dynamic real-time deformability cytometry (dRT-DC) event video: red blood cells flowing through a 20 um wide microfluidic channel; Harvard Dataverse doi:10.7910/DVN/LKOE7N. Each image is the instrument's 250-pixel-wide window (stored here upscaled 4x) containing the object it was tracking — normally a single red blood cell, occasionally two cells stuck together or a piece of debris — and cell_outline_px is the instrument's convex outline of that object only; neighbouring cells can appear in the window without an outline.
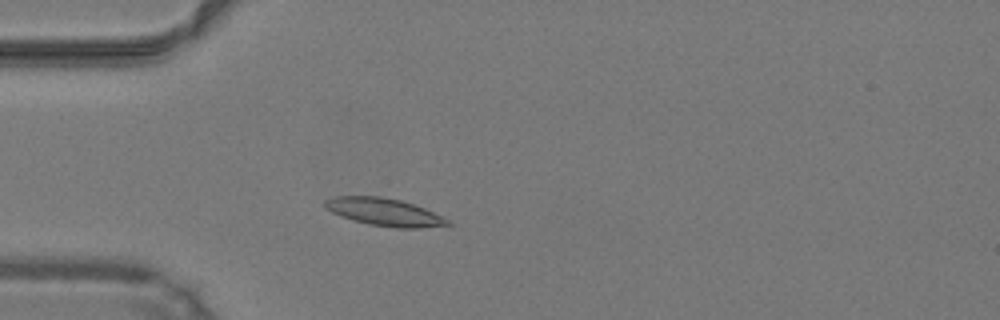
{"species": "common noctule bat (a hibernating species)", "species_latin": "Nyctalus noctula", "temperature_condition": "warm", "stored_images_in_passage": 44, "camera_frame_rate_fps": 3000, "um_per_image_px": 0.085, "animal": {"sex": "male", "body_mass_g": 19.2, "forearm_length_mm": 51.8}, "frame": {"image": 1, "passage_image": 9, "time_ms": 2.667, "image_size_px": [1000, 320], "cell_outline_px": [[452, 224], [420, 228], [396, 228], [368, 224], [352, 220], [340, 216], [324, 208], [324, 200], [332, 196], [380, 196], [400, 200], [424, 208], [444, 216]], "centroid_in_image_um": [32.63, 18.02], "position_along_channel_um": 52.4, "area_um2": 19.83}}
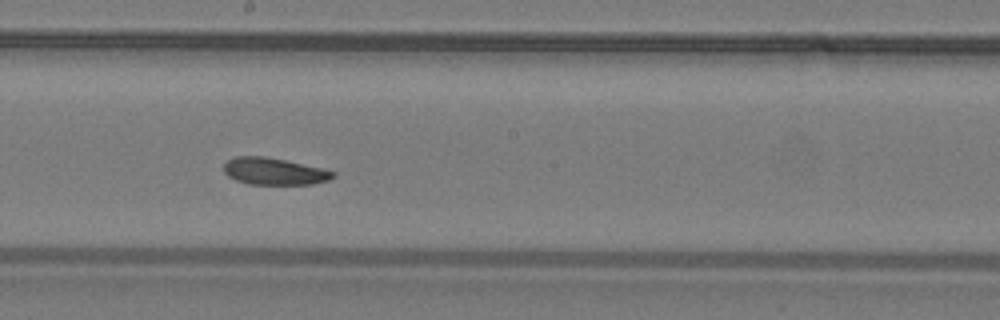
{"frame": {"image": 2, "passage_image": 22, "time_ms": 7.0, "image_size_px": [1000, 320], "cell_outline_px": [[336, 176], [328, 180], [312, 184], [248, 184], [236, 180], [228, 176], [224, 172], [224, 164], [228, 160], [236, 156], [264, 156], [284, 160], [320, 168], [336, 172]], "centroid_in_image_um": [23.28, 14.57], "position_along_channel_um": 224.9, "area_um2": 16.99}}
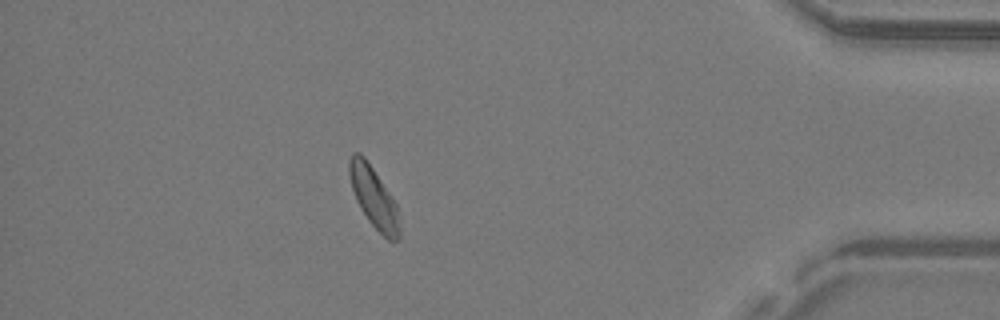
{"frame": {"image": 3, "passage_image": 38, "time_ms": 12.333, "image_size_px": [1000, 320], "cell_outline_px": [[400, 240], [388, 240], [368, 220], [360, 208], [356, 200], [348, 176], [348, 160], [352, 152], [360, 152], [364, 156], [396, 204], [400, 228]], "centroid_in_image_um": [31.74, 16.76], "position_along_channel_um": 403.5, "area_um2": 17.57}, "authors_computed_cell_mechanics": {"area_um2": 18.0625, "velocity_mm_per_s": 4.1994, "shape_relaxation_time_tau1_ms": 4.6703, "shape_relaxation_time_tau2_ms": 6.4241, "deformation_change_tau1": 0.1298, "deformation_change_tau2": 0.1394}}